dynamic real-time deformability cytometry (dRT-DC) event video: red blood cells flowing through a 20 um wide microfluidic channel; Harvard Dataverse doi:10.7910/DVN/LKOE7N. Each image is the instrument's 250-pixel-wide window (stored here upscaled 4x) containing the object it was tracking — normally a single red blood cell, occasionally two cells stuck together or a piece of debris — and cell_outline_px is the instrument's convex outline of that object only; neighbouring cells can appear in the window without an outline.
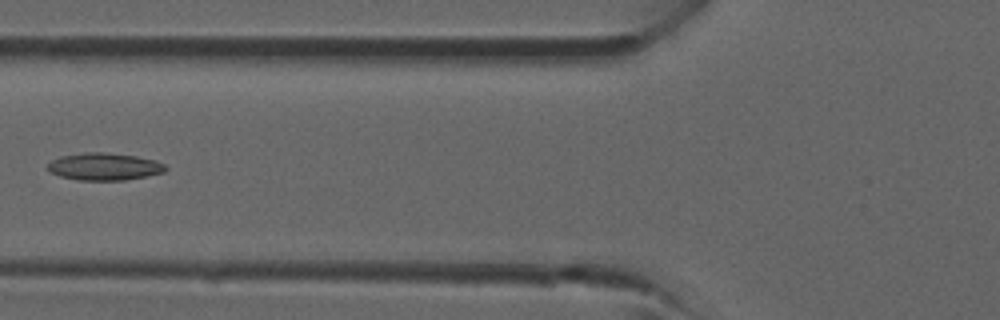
{"species": "common noctule bat (a hibernating species)", "species_latin": "Nyctalus noctula", "temperature_condition": "room temperature", "stored_images_in_passage": 29, "camera_frame_rate_fps": 3000, "um_per_image_px": 0.085, "animal": {"sex": "male", "forearm_length_mm": 52.5}, "frame": {"image": 1, "passage_image": 5, "time_ms": 1.333, "image_size_px": [1000, 320], "cell_outline_px": [[168, 168], [164, 172], [124, 180], [80, 180], [60, 176], [44, 168], [52, 160], [60, 156], [84, 152], [104, 152], [136, 156], [156, 160], [164, 164]], "centroid_in_image_um": [8.85, 14.15], "position_along_channel_um": 117.0, "area_um2": 18.73}}
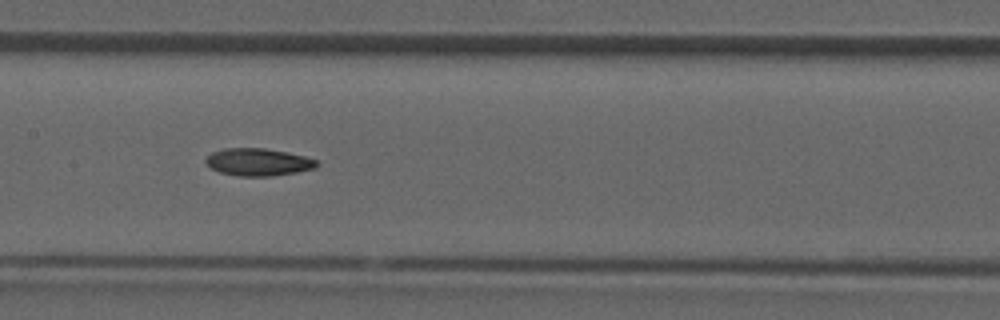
{"frame": {"image": 2, "passage_image": 9, "time_ms": 2.667, "image_size_px": [1000, 320], "cell_outline_px": [[320, 164], [312, 168], [296, 172], [272, 176], [240, 176], [220, 172], [212, 168], [204, 160], [212, 152], [224, 148], [264, 148], [288, 152], [304, 156], [316, 160]], "centroid_in_image_um": [21.94, 13.77], "position_along_channel_um": 185.5, "area_um2": 17.57}}